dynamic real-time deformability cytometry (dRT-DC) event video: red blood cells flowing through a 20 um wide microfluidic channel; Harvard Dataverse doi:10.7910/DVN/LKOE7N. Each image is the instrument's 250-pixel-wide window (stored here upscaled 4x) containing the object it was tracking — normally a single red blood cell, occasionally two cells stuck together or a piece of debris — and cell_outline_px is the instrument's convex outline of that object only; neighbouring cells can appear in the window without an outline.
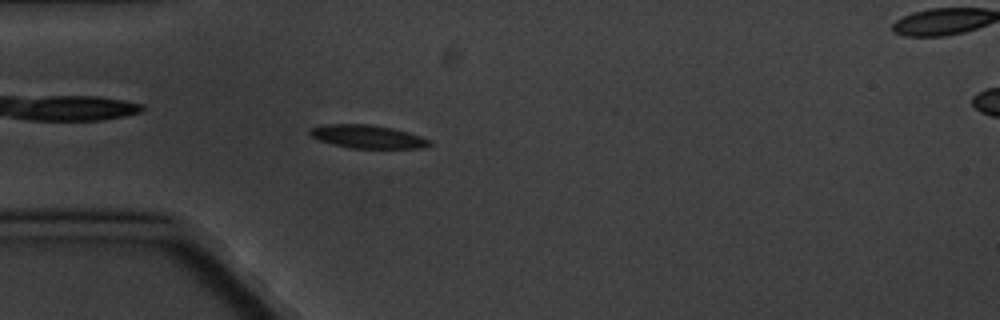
{"species": "common noctule bat (a hibernating species)", "species_latin": "Nyctalus noctula", "temperature_condition": "cold", "stored_images_in_passage": 7, "segment_of_instrument_passage": [1, 2], "camera_frame_rate_fps": 3000, "um_per_image_px": 0.085, "animal": {"sex": "male", "body_mass_g": 20.1, "forearm_length_mm": 53.5}, "frame": {"image": 1, "passage_image": 6, "time_ms": 5.667, "image_size_px": [1000, 320], "cell_outline_px": [[432, 144], [424, 148], [348, 148], [332, 144], [320, 140], [312, 136], [308, 132], [308, 128], [324, 124], [368, 124], [392, 128], [420, 136], [432, 140]], "centroid_in_image_um": [31.23, 11.61], "position_along_channel_um": 53.8, "area_um2": 16.24}}